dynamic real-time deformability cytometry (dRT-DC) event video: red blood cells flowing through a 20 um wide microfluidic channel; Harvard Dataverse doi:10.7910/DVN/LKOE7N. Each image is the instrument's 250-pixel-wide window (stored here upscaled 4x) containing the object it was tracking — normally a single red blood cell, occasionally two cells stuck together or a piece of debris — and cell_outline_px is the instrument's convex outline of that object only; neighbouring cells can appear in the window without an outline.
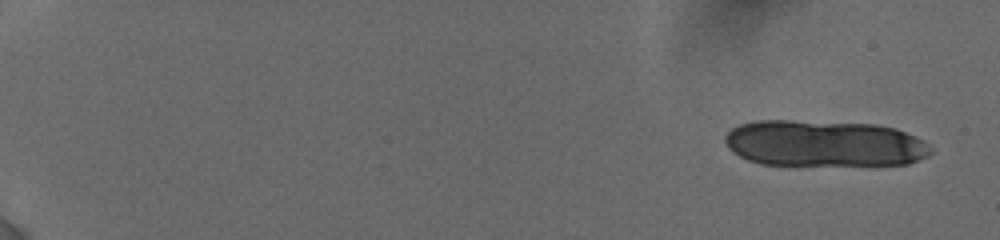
{"species": "human", "species_latin": "Homo sapiens", "temperature_condition": "cold", "stored_images_in_passage": 11, "segment_of_instrument_passage": [1, 2], "camera_frame_rate_fps": 3000, "um_per_image_px": 0.085, "donor": {"sex": "female"}, "frame": {"image": 1, "passage_image": 1, "time_ms": 0.0, "image_size_px": [1000, 240], "cell_outline_px": [[932, 152], [928, 156], [908, 164], [760, 164], [748, 160], [732, 152], [728, 148], [724, 140], [724, 136], [732, 128], [740, 124], [752, 120], [788, 120], [876, 124], [896, 128], [916, 136], [924, 140], [932, 148]], "centroid_in_image_um": [70.04, 12.18], "position_along_channel_um": 15.0, "area_um2": 55.66}}